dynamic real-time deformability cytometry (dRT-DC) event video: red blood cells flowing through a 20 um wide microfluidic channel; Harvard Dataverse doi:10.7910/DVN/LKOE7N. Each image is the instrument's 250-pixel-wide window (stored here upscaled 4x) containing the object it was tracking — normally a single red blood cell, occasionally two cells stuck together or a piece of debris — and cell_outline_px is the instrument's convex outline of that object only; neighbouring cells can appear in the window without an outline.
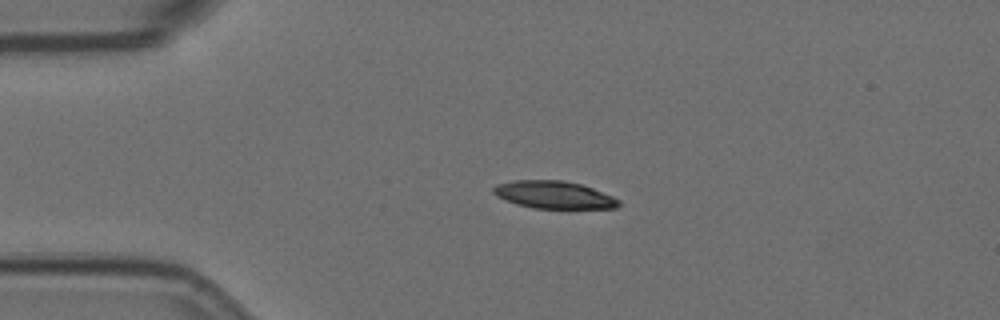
{"species": "Egyptian fruit bat (a non-hibernating species)", "species_latin": "Rousettus aegyptiacus", "temperature_condition": "room temperature", "stored_images_in_passage": 46, "camera_frame_rate_fps": 3000, "um_per_image_px": 0.085, "animal": {"sex": "female"}, "frame": {"image": 1, "passage_image": 1, "time_ms": 0.0, "image_size_px": [1000, 320], "cell_outline_px": [[620, 204], [616, 208], [532, 208], [516, 204], [504, 200], [496, 196], [492, 192], [492, 188], [496, 184], [512, 180], [560, 180], [580, 184], [592, 188], [612, 196], [620, 200]], "centroid_in_image_um": [47.03, 16.56], "position_along_channel_um": 38.0, "area_um2": 20.11}}
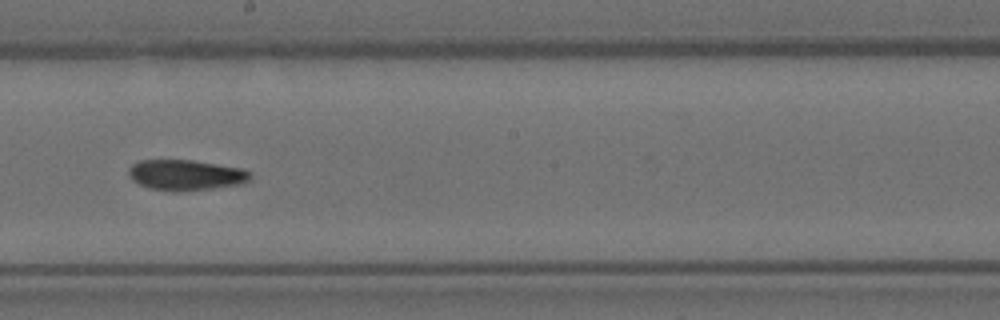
{"frame": {"image": 2, "passage_image": 20, "time_ms": 6.333, "image_size_px": [1000, 320], "cell_outline_px": [[252, 180], [244, 184], [180, 192], [172, 192], [148, 188], [132, 180], [128, 176], [128, 168], [132, 164], [140, 160], [192, 160], [244, 168], [252, 172]], "centroid_in_image_um": [15.83, 14.88], "position_along_channel_um": 232.4, "area_um2": 22.2}}
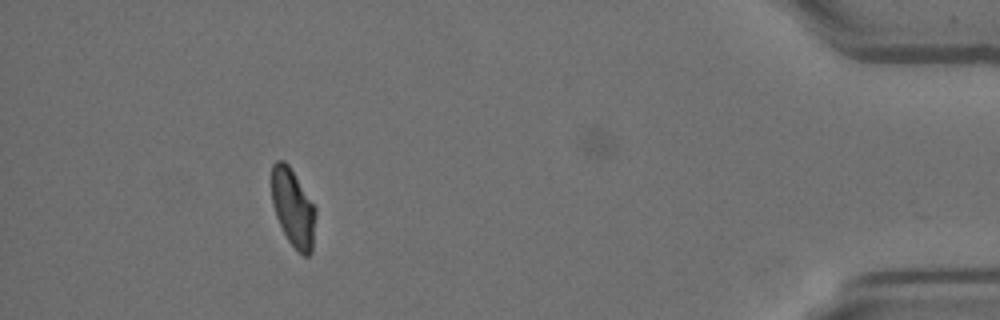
{"frame": {"image": 3, "passage_image": 40, "time_ms": 13.0, "image_size_px": [1000, 320], "cell_outline_px": [[316, 216], [312, 252], [308, 256], [304, 256], [288, 240], [276, 216], [272, 204], [272, 164], [276, 160], [284, 160], [288, 164], [316, 208]], "centroid_in_image_um": [24.92, 17.66], "position_along_channel_um": 410.3, "area_um2": 19.77}}